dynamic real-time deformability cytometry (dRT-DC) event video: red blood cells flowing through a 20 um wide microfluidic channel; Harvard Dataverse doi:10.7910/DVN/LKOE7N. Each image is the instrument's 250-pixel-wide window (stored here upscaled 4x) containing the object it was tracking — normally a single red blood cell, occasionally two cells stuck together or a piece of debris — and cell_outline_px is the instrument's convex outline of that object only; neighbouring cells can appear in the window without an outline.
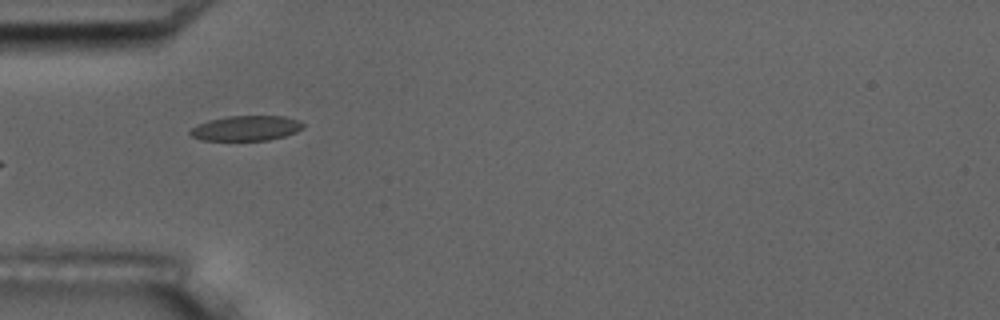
{"species": "common noctule bat (a hibernating species)", "species_latin": "Nyctalus noctula", "temperature_condition": "room temperature", "stored_images_in_passage": 7, "camera_frame_rate_fps": 3000, "um_per_image_px": 0.085, "animal": {"sex": "male", "body_mass_g": 17.5, "forearm_length_mm": 52.3}, "frame": {"image": 1, "passage_image": 6, "time_ms": 5.667, "image_size_px": [1000, 320], "cell_outline_px": [[304, 128], [296, 132], [284, 136], [268, 140], [200, 140], [192, 136], [188, 132], [196, 124], [208, 120], [228, 116], [284, 116], [300, 120], [304, 124]], "centroid_in_image_um": [20.92, 10.89], "position_along_channel_um": 64.1, "area_um2": 16.59}}